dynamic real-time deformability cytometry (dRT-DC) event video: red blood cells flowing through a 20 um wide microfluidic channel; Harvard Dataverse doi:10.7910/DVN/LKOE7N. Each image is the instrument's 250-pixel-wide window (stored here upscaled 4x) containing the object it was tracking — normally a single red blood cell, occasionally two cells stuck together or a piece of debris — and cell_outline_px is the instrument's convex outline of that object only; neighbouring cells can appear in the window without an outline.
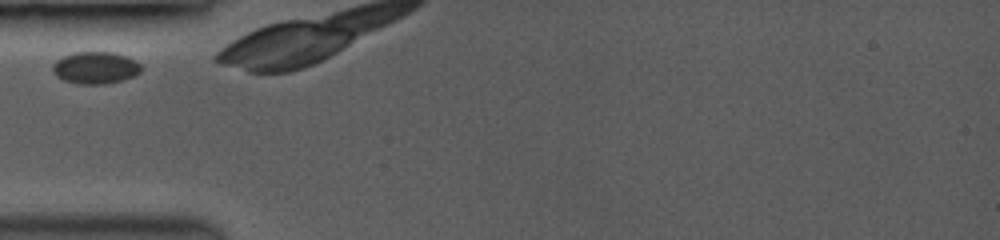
{"species": "common noctule bat (a hibernating species)", "species_latin": "Nyctalus noctula", "temperature_condition": "room temperature", "stored_images_in_passage": 9, "segment_of_instrument_passage": [1, 2], "camera_frame_rate_fps": 3500, "um_per_image_px": 0.085, "animal": {"sex": "female", "body_mass_g": 19.0, "forearm_length_mm": 53.3}, "frame": {"image": 1, "passage_image": 1, "time_ms": 0.0, "image_size_px": [1000, 240], "cell_outline_px": [[140, 72], [136, 76], [124, 80], [104, 84], [84, 84], [64, 80], [56, 76], [52, 72], [52, 64], [56, 60], [72, 52], [112, 52], [136, 60], [140, 64]], "centroid_in_image_um": [8.11, 5.76], "position_along_channel_um": 76.9, "area_um2": 16.59}}